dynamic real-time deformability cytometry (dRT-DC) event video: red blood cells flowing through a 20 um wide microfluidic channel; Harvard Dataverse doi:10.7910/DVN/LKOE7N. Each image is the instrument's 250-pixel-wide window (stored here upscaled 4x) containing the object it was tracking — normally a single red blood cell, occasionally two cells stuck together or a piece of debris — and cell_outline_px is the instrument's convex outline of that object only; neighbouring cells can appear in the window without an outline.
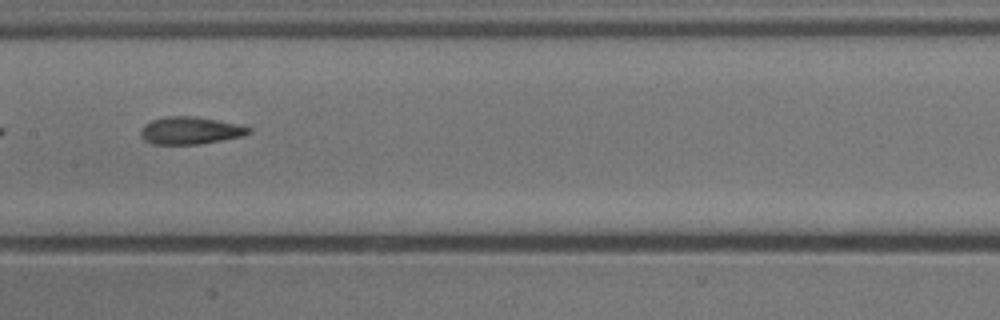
{"species": "common noctule bat (a hibernating species)", "species_latin": "Nyctalus noctula", "temperature_condition": "cold", "stored_images_in_passage": 6, "camera_frame_rate_fps": 3000, "um_per_image_px": 0.085, "animal": {"sex": "male", "body_mass_g": 13.3}, "frame": {"image": 1, "passage_image": 5, "time_ms": 1.333, "image_size_px": [1000, 320], "cell_outline_px": [[252, 132], [244, 136], [200, 144], [152, 144], [144, 140], [140, 136], [140, 132], [144, 124], [152, 120], [168, 116], [196, 116], [236, 124], [252, 128]], "centroid_in_image_um": [16.17, 11.1], "position_along_channel_um": 191.2, "area_um2": 17.28}}
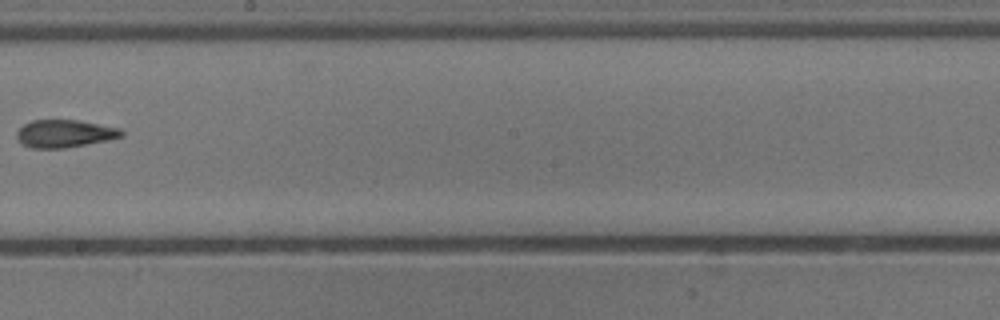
{"frame": {"image": 2, "passage_image": 6, "time_ms": 1.667, "image_size_px": [1000, 320], "cell_outline_px": [[124, 136], [108, 140], [64, 148], [32, 148], [24, 144], [16, 136], [16, 132], [24, 124], [32, 120], [80, 120], [120, 128], [124, 132]], "centroid_in_image_um": [5.53, 11.34], "position_along_channel_um": 242.7, "area_um2": 16.82}}